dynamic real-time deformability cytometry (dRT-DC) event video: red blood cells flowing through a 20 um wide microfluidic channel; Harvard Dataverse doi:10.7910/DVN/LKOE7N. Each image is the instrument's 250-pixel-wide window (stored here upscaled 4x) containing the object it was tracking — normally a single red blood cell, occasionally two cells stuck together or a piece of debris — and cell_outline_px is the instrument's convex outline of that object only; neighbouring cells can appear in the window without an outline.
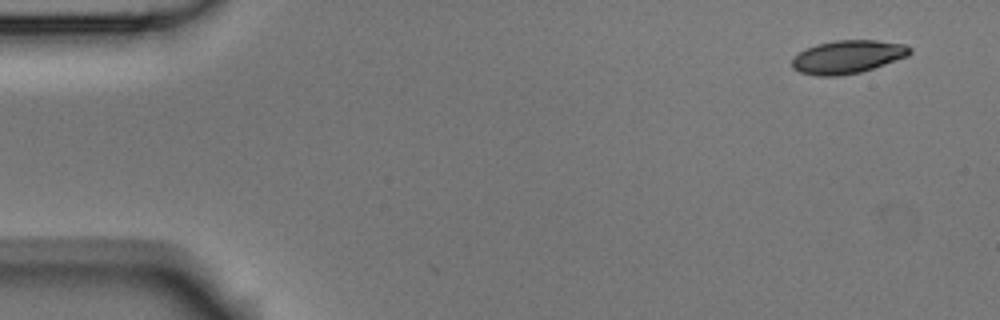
{"species": "Egyptian fruit bat (a non-hibernating species)", "species_latin": "Rousettus aegyptiacus", "temperature_condition": "room temperature", "stored_images_in_passage": 7, "camera_frame_rate_fps": 3000, "um_per_image_px": 0.085, "animal": {"sex": "male"}, "frame": {"image": 1, "passage_image": 1, "time_ms": 0.0, "image_size_px": [1000, 320], "cell_outline_px": [[912, 52], [908, 56], [860, 72], [840, 76], [816, 76], [800, 72], [792, 68], [792, 56], [816, 44], [836, 40], [876, 40], [904, 44], [912, 48]], "centroid_in_image_um": [72.03, 4.83], "position_along_channel_um": 13.0, "area_um2": 22.77}}
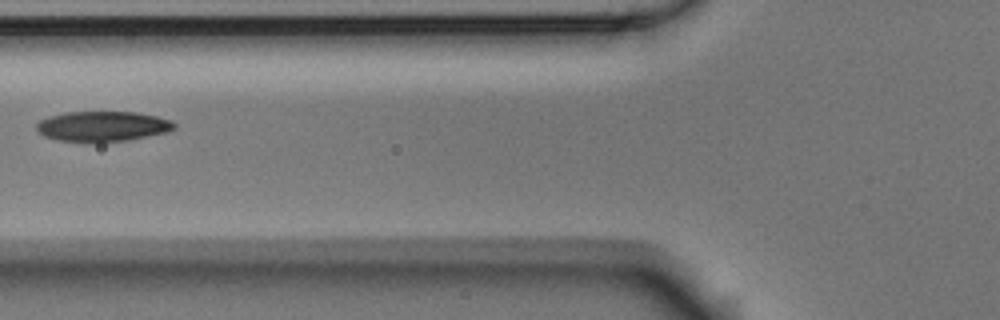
{"frame": {"image": 2, "passage_image": 6, "time_ms": 1.667, "image_size_px": [1000, 320], "cell_outline_px": [[176, 128], [168, 132], [128, 140], [100, 144], [60, 140], [44, 136], [36, 128], [36, 124], [40, 120], [52, 116], [68, 112], [136, 112], [156, 116], [172, 120], [176, 124]], "centroid_in_image_um": [8.76, 10.76], "position_along_channel_um": 117.0, "area_um2": 24.57}}
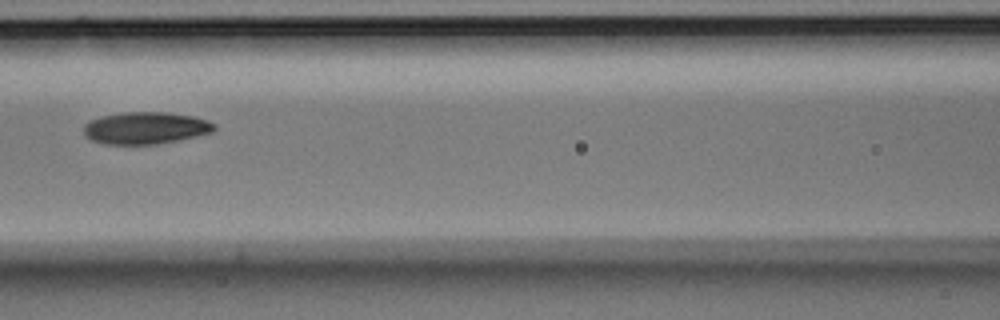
{"frame": {"image": 3, "passage_image": 7, "time_ms": 2.0, "image_size_px": [1000, 320], "cell_outline_px": [[216, 128], [212, 132], [196, 136], [156, 144], [104, 144], [92, 140], [84, 136], [84, 124], [100, 116], [124, 112], [168, 112], [192, 116], [208, 120], [216, 124]], "centroid_in_image_um": [12.37, 10.87], "position_along_channel_um": 154.2, "area_um2": 24.39}}